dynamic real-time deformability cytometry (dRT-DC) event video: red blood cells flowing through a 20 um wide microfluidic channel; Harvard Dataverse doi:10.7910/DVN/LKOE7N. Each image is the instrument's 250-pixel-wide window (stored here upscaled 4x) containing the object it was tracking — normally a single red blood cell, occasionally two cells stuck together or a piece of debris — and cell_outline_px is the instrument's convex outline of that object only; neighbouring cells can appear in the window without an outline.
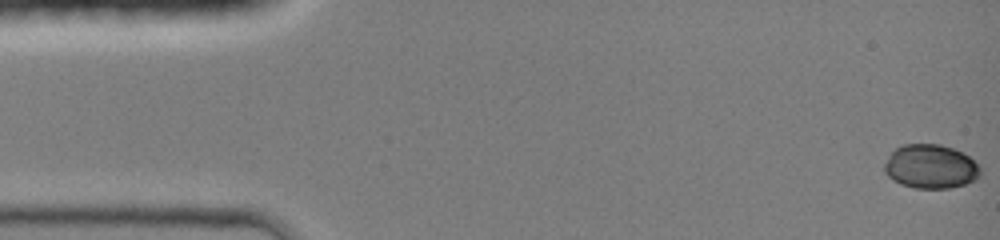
{"species": "common noctule bat (a hibernating species)", "species_latin": "Nyctalus noctula", "temperature_condition": "room temperature", "stored_images_in_passage": 45, "camera_frame_rate_fps": 3000, "um_per_image_px": 0.085, "animal": {"sex": "female", "body_mass_g": 19.0, "forearm_length_mm": 51.5}, "frame": {"image": 1, "passage_image": 1, "time_ms": 0.0, "image_size_px": [1000, 240], "cell_outline_px": [[980, 176], [976, 180], [964, 184], [948, 188], [916, 188], [900, 184], [892, 180], [884, 172], [884, 164], [888, 156], [896, 148], [904, 144], [940, 144], [964, 152], [980, 168]], "centroid_in_image_um": [79.09, 14.16], "position_along_channel_um": 5.9, "area_um2": 24.62}}
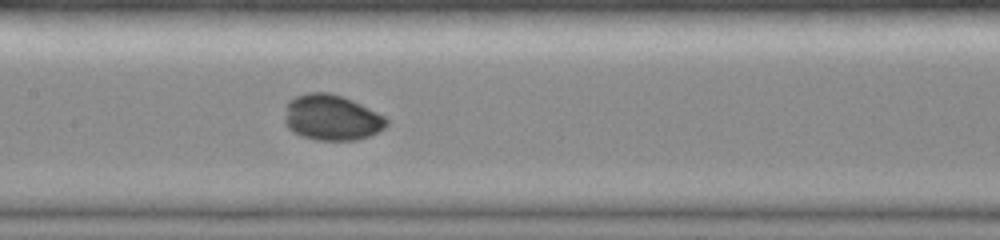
{"frame": {"image": 2, "passage_image": 22, "time_ms": 7.0, "image_size_px": [1000, 240], "cell_outline_px": [[388, 124], [384, 128], [368, 136], [356, 140], [316, 140], [292, 132], [284, 124], [284, 120], [288, 100], [296, 96], [308, 92], [328, 92], [352, 100], [384, 116], [388, 120]], "centroid_in_image_um": [28.16, 9.99], "position_along_channel_um": 179.2, "area_um2": 26.99}}
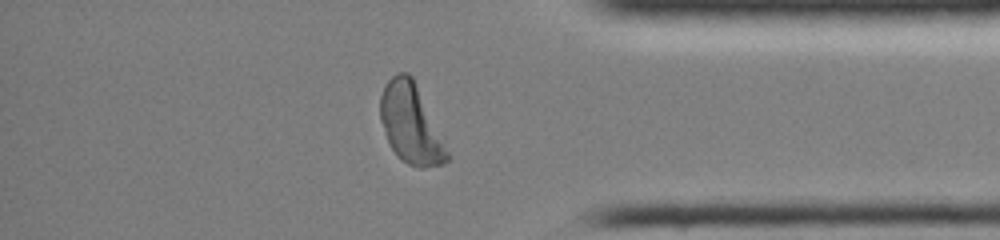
{"frame": {"image": 3, "passage_image": 38, "time_ms": 12.333, "image_size_px": [1000, 240], "cell_outline_px": [[448, 160], [444, 164], [424, 168], [416, 168], [408, 164], [396, 156], [388, 140], [380, 120], [380, 96], [388, 80], [396, 72], [408, 72], [412, 76], [448, 152]], "centroid_in_image_um": [34.88, 10.53], "position_along_channel_um": 400.3, "area_um2": 30.4}, "authors_computed_cell_mechanics": {"area_um2": 27.2816, "velocity_mm_per_s": 4.2885, "shape_relaxation_time_tau1_ms": 2.0421, "shape_relaxation_time_tau2_ms": null, "deformation_change_tau1": 0.0808, "deformation_change_tau2": null}}